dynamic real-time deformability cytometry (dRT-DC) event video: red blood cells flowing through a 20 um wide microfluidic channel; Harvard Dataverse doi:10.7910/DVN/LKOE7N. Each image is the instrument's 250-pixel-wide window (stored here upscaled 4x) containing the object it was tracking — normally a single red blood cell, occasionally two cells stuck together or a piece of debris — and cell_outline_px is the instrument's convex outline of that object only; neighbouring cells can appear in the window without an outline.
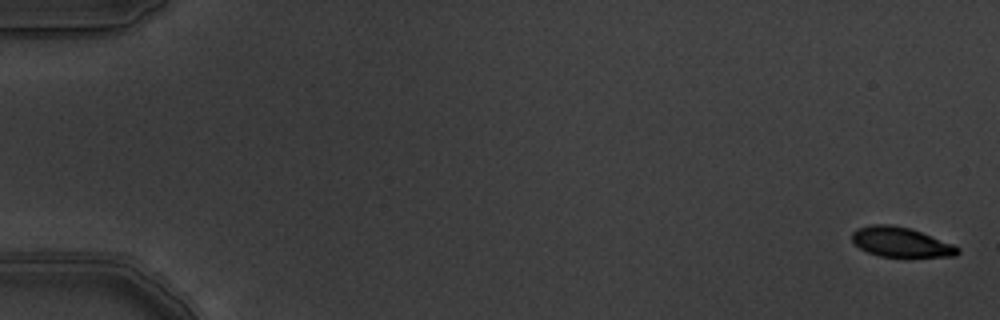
{"species": "common noctule bat (a hibernating species)", "species_latin": "Nyctalus noctula", "temperature_condition": "warm", "stored_images_in_passage": 4, "camera_frame_rate_fps": 3000, "um_per_image_px": 0.085, "animal": {"sex": "male", "body_mass_g": 19.5, "forearm_length_mm": 54.6}, "frame": {"image": 1, "passage_image": 1, "time_ms": 0.0, "image_size_px": [1000, 320], "cell_outline_px": [[960, 252], [956, 256], [880, 256], [868, 252], [860, 248], [852, 240], [852, 232], [856, 228], [872, 224], [892, 224], [908, 228], [920, 232], [952, 244], [960, 248]], "centroid_in_image_um": [76.54, 20.57], "position_along_channel_um": 8.5, "area_um2": 18.03}}